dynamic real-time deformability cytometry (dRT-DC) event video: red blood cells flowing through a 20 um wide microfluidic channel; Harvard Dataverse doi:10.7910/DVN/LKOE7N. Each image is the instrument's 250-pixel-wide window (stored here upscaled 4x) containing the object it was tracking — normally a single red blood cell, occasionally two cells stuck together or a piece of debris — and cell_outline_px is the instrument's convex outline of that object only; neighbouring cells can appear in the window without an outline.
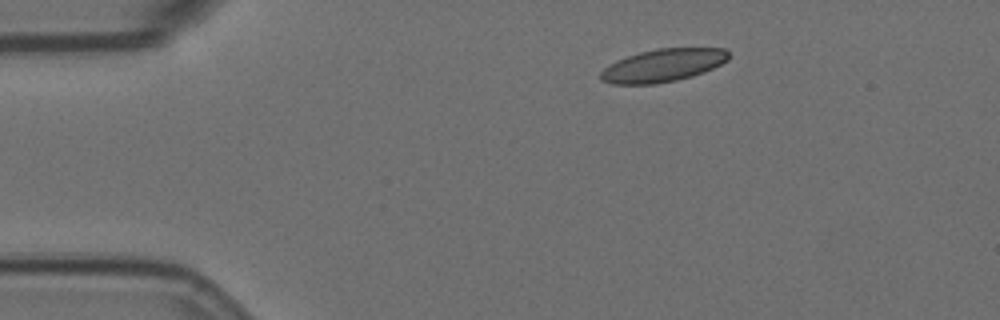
{"species": "Egyptian fruit bat (a non-hibernating species)", "species_latin": "Rousettus aegyptiacus", "temperature_condition": "room temperature", "stored_images_in_passage": 48, "camera_frame_rate_fps": 3000, "um_per_image_px": 0.085, "animal": {"sex": "female"}, "frame": {"image": 1, "passage_image": 1, "time_ms": 0.0, "image_size_px": [1000, 320], "cell_outline_px": [[728, 60], [704, 72], [692, 76], [676, 80], [656, 84], [612, 84], [600, 80], [600, 72], [608, 64], [616, 60], [640, 52], [656, 48], [724, 48], [728, 52]], "centroid_in_image_um": [56.31, 5.56], "position_along_channel_um": 28.7, "area_um2": 24.51}}
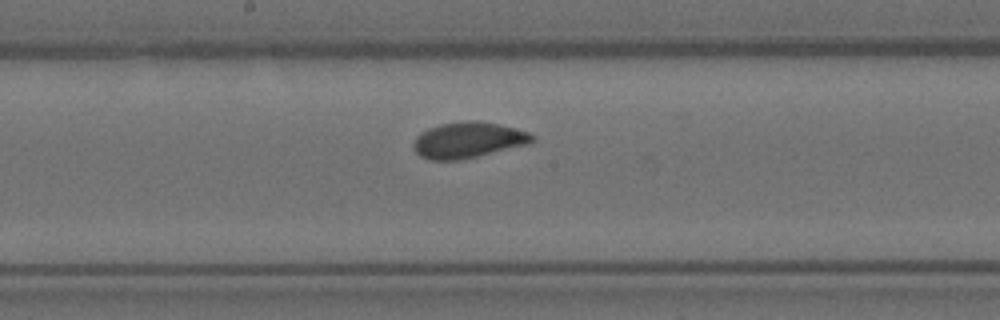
{"frame": {"image": 2, "passage_image": 21, "time_ms": 6.667, "image_size_px": [1000, 320], "cell_outline_px": [[536, 140], [528, 144], [460, 160], [428, 160], [420, 156], [412, 148], [412, 144], [416, 136], [420, 132], [428, 128], [440, 124], [468, 120], [480, 120], [516, 128], [528, 132], [536, 136]], "centroid_in_image_um": [39.77, 11.9], "position_along_channel_um": 208.4, "area_um2": 25.09}}
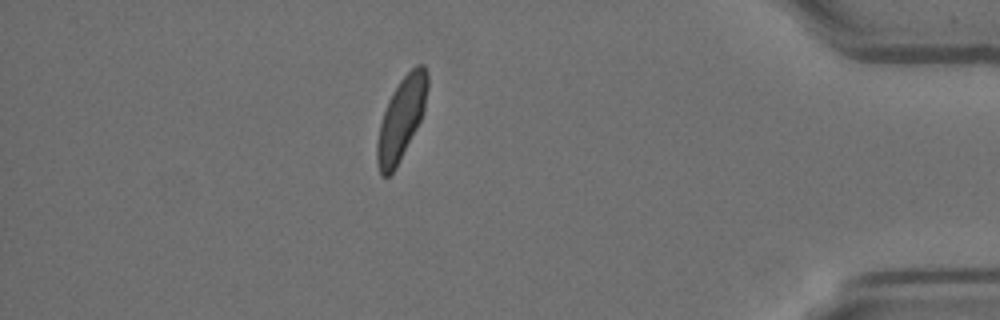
{"frame": {"image": 3, "passage_image": 41, "time_ms": 13.333, "image_size_px": [1000, 320], "cell_outline_px": [[428, 88], [424, 112], [396, 168], [388, 176], [380, 176], [376, 160], [376, 144], [380, 124], [388, 100], [392, 92], [400, 80], [416, 64], [424, 64], [428, 72]], "centroid_in_image_um": [34.11, 10.07], "position_along_channel_um": 401.1, "area_um2": 24.1}, "authors_computed_cell_mechanics": {"area_um2": 24.3627, "velocity_mm_per_s": 3.5337, "shape_relaxation_time_tau1_ms": 5.2044, "shape_relaxation_time_tau2_ms": 0.8677, "deformation_change_tau1": 0.1208, "deformation_change_tau2": 0.0492}}